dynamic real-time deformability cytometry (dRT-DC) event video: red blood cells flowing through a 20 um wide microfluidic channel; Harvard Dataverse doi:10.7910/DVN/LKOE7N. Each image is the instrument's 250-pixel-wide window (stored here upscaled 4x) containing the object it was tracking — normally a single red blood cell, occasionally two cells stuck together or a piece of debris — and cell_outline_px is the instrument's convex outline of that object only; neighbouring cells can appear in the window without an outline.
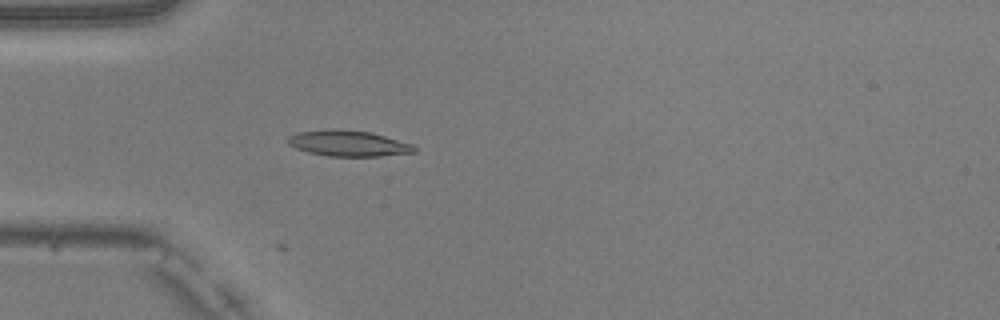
{"species": "common noctule bat (a hibernating species)", "species_latin": "Nyctalus noctula", "temperature_condition": "warm", "stored_images_in_passage": 7, "camera_frame_rate_fps": 3000, "um_per_image_px": 0.085, "animal": {"sex": "male", "body_mass_g": 20.5, "forearm_length_mm": 52.5}, "frame": {"image": 1, "passage_image": 7, "time_ms": 2.0, "image_size_px": [1000, 320], "cell_outline_px": [[416, 152], [380, 156], [328, 156], [308, 152], [296, 148], [288, 144], [288, 136], [296, 132], [332, 128], [372, 132], [412, 144], [416, 148]], "centroid_in_image_um": [29.59, 12.17], "position_along_channel_um": 55.4, "area_um2": 19.13}}